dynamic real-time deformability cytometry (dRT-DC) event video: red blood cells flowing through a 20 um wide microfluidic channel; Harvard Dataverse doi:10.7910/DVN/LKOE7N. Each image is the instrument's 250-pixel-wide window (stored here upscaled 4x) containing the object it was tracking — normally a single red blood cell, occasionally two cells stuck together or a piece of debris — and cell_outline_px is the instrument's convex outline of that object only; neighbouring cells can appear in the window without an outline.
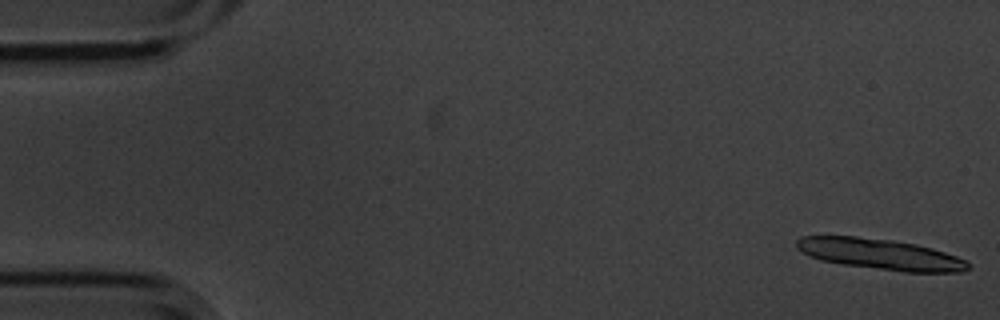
{"species": "common noctule bat (a hibernating species)", "species_latin": "Nyctalus noctula", "temperature_condition": "cold", "stored_images_in_passage": 4, "camera_frame_rate_fps": 3000, "um_per_image_px": 0.085, "animal": {"sex": "male", "body_mass_g": 20.1, "forearm_length_mm": 53.5}, "frame": {"image": 1, "passage_image": 1, "time_ms": 0.0, "image_size_px": [1000, 320], "cell_outline_px": [[972, 264], [964, 272], [904, 272], [844, 264], [820, 260], [796, 248], [796, 240], [800, 236], [856, 236], [892, 240], [916, 244], [932, 248], [968, 260]], "centroid_in_image_um": [74.87, 21.6], "position_along_channel_um": 10.1, "area_um2": 30.75}}